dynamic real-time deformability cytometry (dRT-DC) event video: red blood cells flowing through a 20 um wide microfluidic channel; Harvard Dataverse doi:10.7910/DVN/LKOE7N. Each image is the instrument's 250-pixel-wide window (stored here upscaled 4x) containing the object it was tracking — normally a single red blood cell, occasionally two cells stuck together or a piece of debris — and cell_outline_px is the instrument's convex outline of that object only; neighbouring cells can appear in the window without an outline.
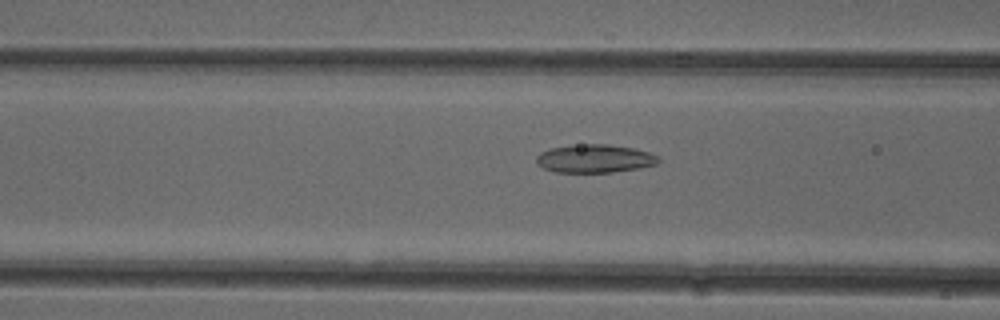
{"species": "common noctule bat (a hibernating species)", "species_latin": "Nyctalus noctula", "temperature_condition": "cold", "stored_images_in_passage": 44, "camera_frame_rate_fps": 3000, "um_per_image_px": 0.085, "animal": {"sex": "female"}, "frame": {"image": 1, "passage_image": 12, "time_ms": 3.667, "image_size_px": [1000, 320], "cell_outline_px": [[660, 160], [656, 164], [640, 168], [612, 172], [556, 172], [544, 168], [536, 164], [536, 156], [540, 152], [552, 148], [588, 144], [608, 144], [632, 148], [648, 152], [660, 156]], "centroid_in_image_um": [50.57, 13.49], "position_along_channel_um": 116.0, "area_um2": 19.94}}
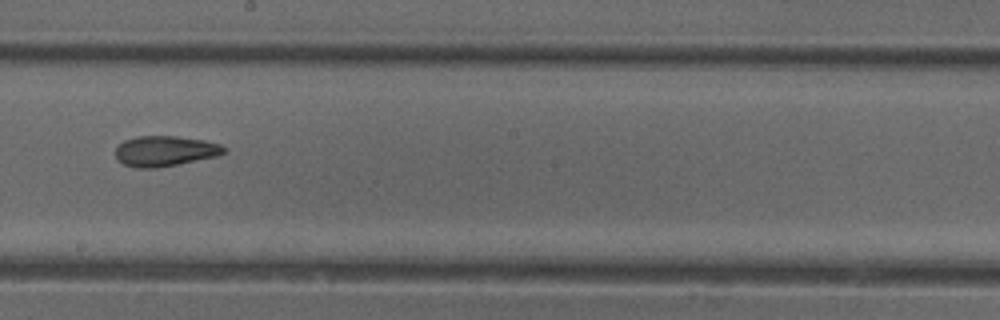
{"frame": {"image": 2, "passage_image": 21, "time_ms": 6.667, "image_size_px": [1000, 320], "cell_outline_px": [[228, 148], [224, 152], [216, 156], [180, 164], [156, 168], [136, 168], [124, 164], [116, 160], [116, 148], [124, 140], [136, 136], [176, 136], [204, 140], [220, 144]], "centroid_in_image_um": [14.01, 12.84], "position_along_channel_um": 234.2, "area_um2": 19.31}}
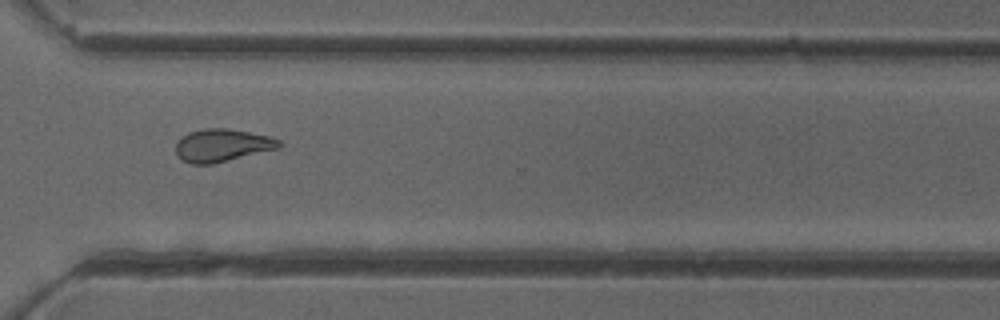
{"frame": {"image": 3, "passage_image": 30, "time_ms": 9.667, "image_size_px": [1000, 320], "cell_outline_px": [[284, 144], [280, 148], [212, 164], [192, 164], [180, 160], [176, 152], [176, 144], [188, 132], [204, 128], [224, 128], [272, 136], [280, 140]], "centroid_in_image_um": [18.92, 12.36], "position_along_channel_um": 351.7, "area_um2": 19.77}, "authors_computed_cell_mechanics": {"area_um2": 19.8832, "velocity_mm_per_s": 3.9309, "shape_relaxation_time_tau1_ms": null, "shape_relaxation_time_tau2_ms": 3.6122, "deformation_change_tau1": null, "deformation_change_tau2": 0.1087}}